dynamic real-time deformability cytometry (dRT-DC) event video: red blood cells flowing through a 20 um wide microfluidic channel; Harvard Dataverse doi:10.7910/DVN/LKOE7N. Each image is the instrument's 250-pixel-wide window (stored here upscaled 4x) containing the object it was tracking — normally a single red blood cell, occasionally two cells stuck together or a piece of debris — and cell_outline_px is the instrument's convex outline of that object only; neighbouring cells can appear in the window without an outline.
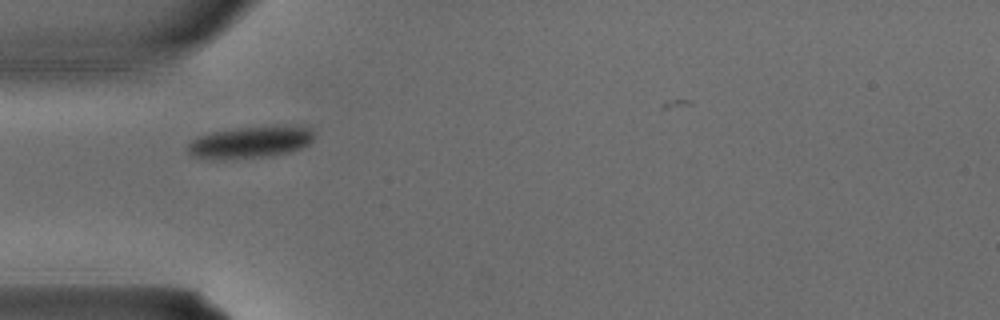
{"species": "common noctule bat (a hibernating species)", "species_latin": "Nyctalus noctula", "temperature_condition": "warm", "stored_images_in_passage": 4, "camera_frame_rate_fps": 3000, "um_per_image_px": 0.085, "animal": {"sex": "male", "body_mass_g": 15.6}, "frame": {"image": 1, "passage_image": 3, "time_ms": 0.667, "image_size_px": [1000, 320], "cell_outline_px": [[316, 136], [308, 144], [292, 152], [268, 156], [224, 160], [212, 160], [192, 156], [188, 152], [188, 144], [192, 140], [200, 136], [212, 132], [236, 128], [276, 124], [312, 128]], "centroid_in_image_um": [21.31, 12.08], "position_along_channel_um": 63.7, "area_um2": 24.04}}
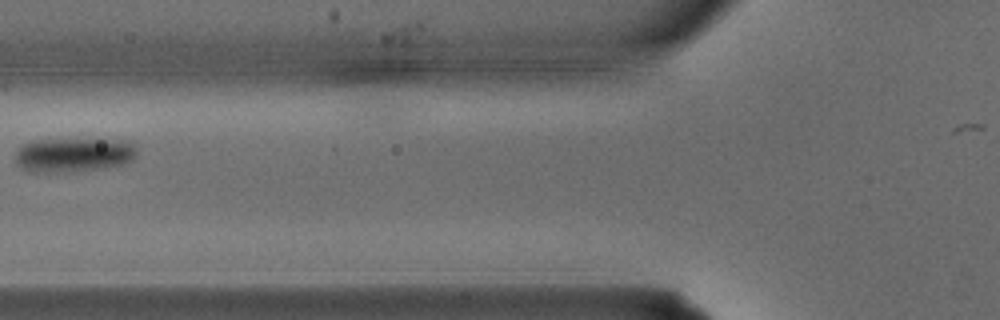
{"frame": {"image": 2, "passage_image": 4, "time_ms": 1.0, "image_size_px": [1000, 320], "cell_outline_px": [[136, 156], [132, 160], [124, 164], [104, 168], [68, 172], [28, 172], [20, 168], [16, 164], [16, 152], [20, 144], [32, 140], [128, 140], [136, 144]], "centroid_in_image_um": [6.24, 13.17], "position_along_channel_um": 119.6, "area_um2": 24.57}}